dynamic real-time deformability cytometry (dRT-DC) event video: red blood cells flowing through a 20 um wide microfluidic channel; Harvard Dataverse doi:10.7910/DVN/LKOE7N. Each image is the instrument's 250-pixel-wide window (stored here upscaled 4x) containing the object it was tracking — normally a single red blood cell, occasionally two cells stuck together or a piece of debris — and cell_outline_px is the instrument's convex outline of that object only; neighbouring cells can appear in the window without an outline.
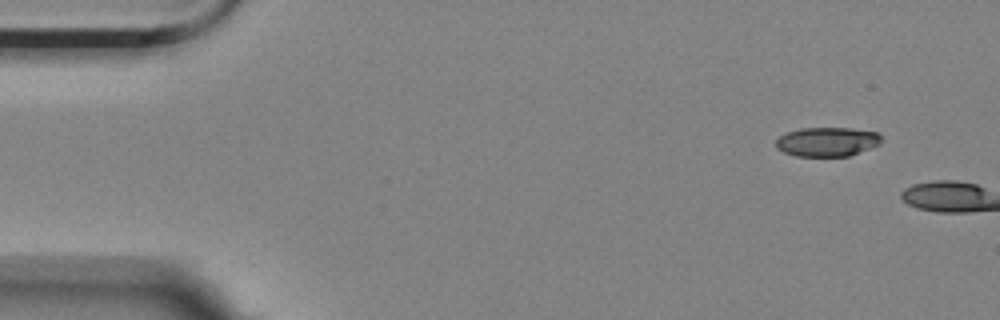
{"species": "Egyptian fruit bat (a non-hibernating species)", "species_latin": "Rousettus aegyptiacus", "temperature_condition": "room temperature", "stored_images_in_passage": 2, "camera_frame_rate_fps": 3000, "um_per_image_px": 0.085, "animal": {"sex": "female"}, "frame": {"image": 1, "passage_image": 1, "time_ms": 0.0, "image_size_px": [1000, 320], "cell_outline_px": [[880, 144], [848, 156], [796, 156], [784, 152], [776, 148], [776, 140], [780, 136], [788, 132], [800, 128], [852, 128], [876, 132], [880, 136]], "centroid_in_image_um": [70.28, 12.05], "position_along_channel_um": 14.7, "area_um2": 17.8}}